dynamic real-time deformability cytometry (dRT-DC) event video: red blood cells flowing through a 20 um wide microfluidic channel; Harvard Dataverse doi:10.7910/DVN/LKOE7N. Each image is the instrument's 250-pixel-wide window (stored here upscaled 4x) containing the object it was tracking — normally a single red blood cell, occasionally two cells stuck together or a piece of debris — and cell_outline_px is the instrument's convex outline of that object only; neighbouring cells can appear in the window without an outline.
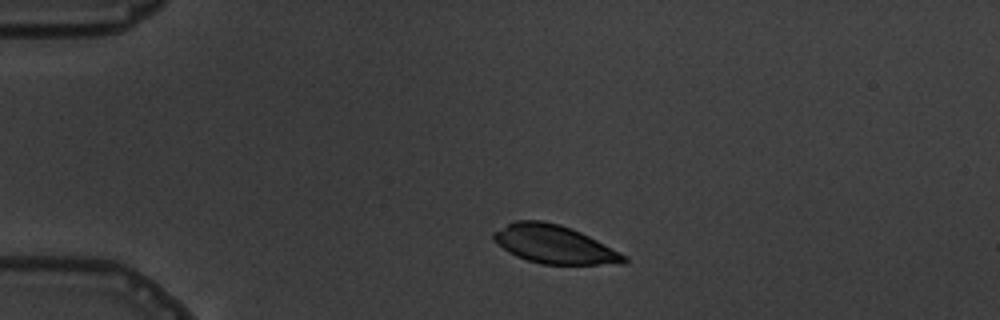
{"species": "common noctule bat (a hibernating species)", "species_latin": "Nyctalus noctula", "temperature_condition": "warm", "stored_images_in_passage": 6, "camera_frame_rate_fps": 3000, "um_per_image_px": 0.085, "animal": {"sex": "male", "body_mass_g": 19.5, "forearm_length_mm": 54.6}, "frame": {"image": 1, "passage_image": 2, "time_ms": 1.333, "image_size_px": [1000, 320], "cell_outline_px": [[628, 260], [624, 264], [540, 264], [516, 256], [508, 252], [492, 240], [492, 232], [512, 220], [544, 220], [560, 224], [572, 228], [628, 256]], "centroid_in_image_um": [47.07, 20.76], "position_along_channel_um": 37.9, "area_um2": 29.3}}